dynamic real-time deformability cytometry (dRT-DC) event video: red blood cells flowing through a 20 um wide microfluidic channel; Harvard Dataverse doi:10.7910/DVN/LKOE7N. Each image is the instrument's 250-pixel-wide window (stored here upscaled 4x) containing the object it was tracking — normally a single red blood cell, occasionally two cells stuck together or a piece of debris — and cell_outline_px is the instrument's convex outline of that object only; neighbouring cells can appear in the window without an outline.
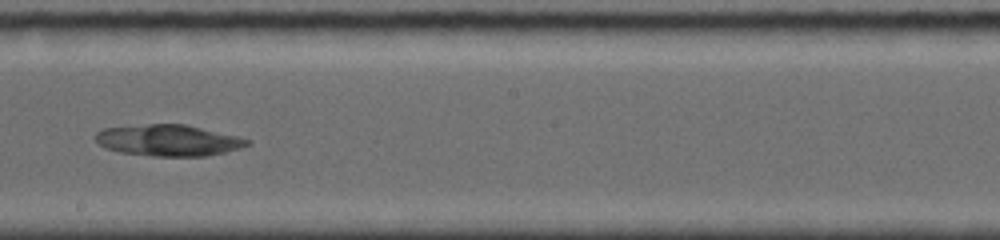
{"species": "common noctule bat (a hibernating species)", "species_latin": "Nyctalus noctula", "temperature_condition": "room temperature", "stored_images_in_passage": 23, "camera_frame_rate_fps": 5000, "um_per_image_px": 0.085, "animal": {"sex": "female", "body_mass_g": 19.0, "forearm_length_mm": 56.7}, "frame": {"image": 1, "passage_image": 10, "time_ms": 5.8, "image_size_px": [1000, 240], "cell_outline_px": [[248, 144], [224, 152], [204, 156], [152, 156], [124, 152], [104, 148], [96, 140], [96, 132], [104, 128], [148, 124], [184, 124], [236, 136], [248, 140]], "centroid_in_image_um": [14.25, 11.92], "position_along_channel_um": 234.0, "area_um2": 27.05}}